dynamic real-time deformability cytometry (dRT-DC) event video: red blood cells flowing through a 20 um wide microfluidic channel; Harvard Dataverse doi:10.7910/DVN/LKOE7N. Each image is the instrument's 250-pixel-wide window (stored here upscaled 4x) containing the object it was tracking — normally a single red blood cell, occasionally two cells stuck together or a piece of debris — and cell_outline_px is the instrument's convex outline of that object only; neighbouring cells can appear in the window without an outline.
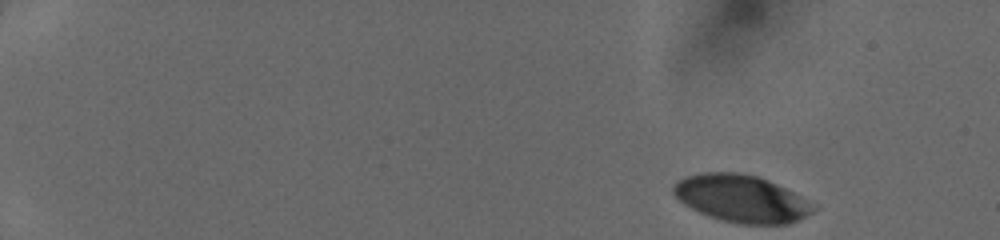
{"species": "human", "species_latin": "Homo sapiens", "temperature_condition": "cold", "stored_images_in_passage": 42, "camera_frame_rate_fps": 3000, "um_per_image_px": 0.085, "donor": {"sex": "female"}, "frame": {"image": 1, "passage_image": 1, "time_ms": 0.0, "image_size_px": [1000, 240], "cell_outline_px": [[816, 208], [812, 212], [788, 224], [740, 224], [708, 216], [684, 204], [672, 192], [672, 188], [684, 176], [704, 172], [736, 172], [756, 176], [768, 180], [816, 204]], "centroid_in_image_um": [63.02, 16.88], "position_along_channel_um": 22.0, "area_um2": 38.15}}
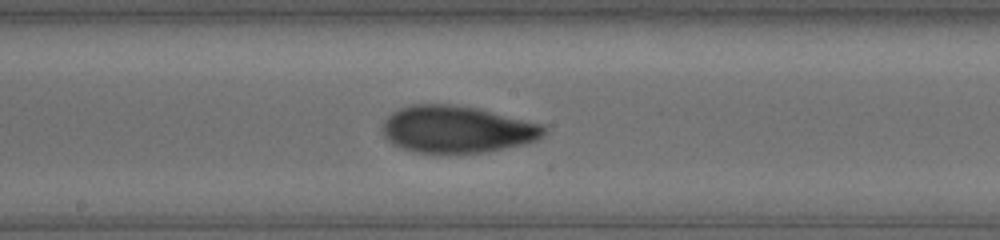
{"frame": {"image": 2, "passage_image": 25, "time_ms": 8.0, "image_size_px": [1000, 240], "cell_outline_px": [[548, 128], [544, 136], [536, 140], [524, 144], [488, 152], [416, 152], [400, 148], [392, 144], [384, 136], [384, 120], [392, 112], [400, 108], [412, 104], [456, 104], [480, 108], [544, 124]], "centroid_in_image_um": [38.89, 10.97], "position_along_channel_um": 209.3, "area_um2": 44.56}}
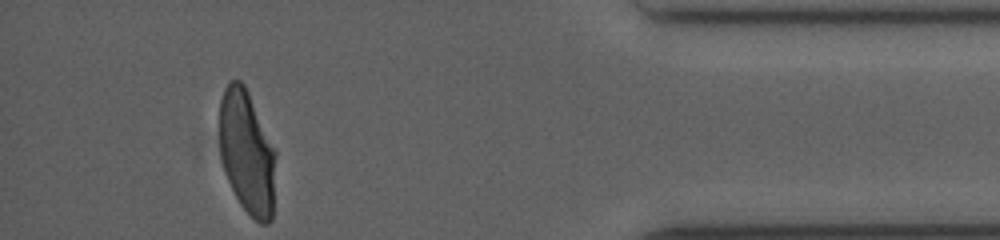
{"frame": {"image": 3, "passage_image": 42, "time_ms": 13.667, "image_size_px": [1000, 240], "cell_outline_px": [[276, 152], [272, 220], [268, 224], [260, 224], [240, 204], [224, 172], [220, 156], [220, 100], [224, 88], [228, 80], [240, 80], [244, 84], [248, 92]], "centroid_in_image_um": [20.99, 12.95], "position_along_channel_um": 414.2, "area_um2": 40.46}}